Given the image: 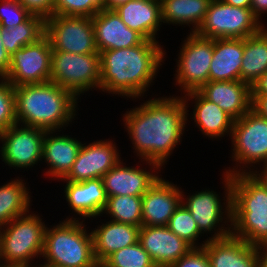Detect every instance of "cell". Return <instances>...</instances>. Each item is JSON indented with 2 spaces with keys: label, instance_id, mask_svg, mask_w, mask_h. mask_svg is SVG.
<instances>
[{
  "label": "cell",
  "instance_id": "obj_1",
  "mask_svg": "<svg viewBox=\"0 0 267 267\" xmlns=\"http://www.w3.org/2000/svg\"><path fill=\"white\" fill-rule=\"evenodd\" d=\"M183 97H159L124 114V122L137 156L154 172L167 162L180 143L189 115Z\"/></svg>",
  "mask_w": 267,
  "mask_h": 267
},
{
  "label": "cell",
  "instance_id": "obj_2",
  "mask_svg": "<svg viewBox=\"0 0 267 267\" xmlns=\"http://www.w3.org/2000/svg\"><path fill=\"white\" fill-rule=\"evenodd\" d=\"M100 55V90L127 98L144 96L158 68L162 65L165 51L158 41L145 40L131 48L103 51Z\"/></svg>",
  "mask_w": 267,
  "mask_h": 267
},
{
  "label": "cell",
  "instance_id": "obj_3",
  "mask_svg": "<svg viewBox=\"0 0 267 267\" xmlns=\"http://www.w3.org/2000/svg\"><path fill=\"white\" fill-rule=\"evenodd\" d=\"M17 124L46 131H61L77 115L72 92L49 81L14 87Z\"/></svg>",
  "mask_w": 267,
  "mask_h": 267
},
{
  "label": "cell",
  "instance_id": "obj_4",
  "mask_svg": "<svg viewBox=\"0 0 267 267\" xmlns=\"http://www.w3.org/2000/svg\"><path fill=\"white\" fill-rule=\"evenodd\" d=\"M231 234L261 246L267 244V190L251 173L232 176Z\"/></svg>",
  "mask_w": 267,
  "mask_h": 267
},
{
  "label": "cell",
  "instance_id": "obj_5",
  "mask_svg": "<svg viewBox=\"0 0 267 267\" xmlns=\"http://www.w3.org/2000/svg\"><path fill=\"white\" fill-rule=\"evenodd\" d=\"M66 218L63 222L46 227L42 257L45 264L60 267H100L93 248L91 232L84 221Z\"/></svg>",
  "mask_w": 267,
  "mask_h": 267
},
{
  "label": "cell",
  "instance_id": "obj_6",
  "mask_svg": "<svg viewBox=\"0 0 267 267\" xmlns=\"http://www.w3.org/2000/svg\"><path fill=\"white\" fill-rule=\"evenodd\" d=\"M45 231L46 225L40 216L29 212L1 227V265L4 262L3 265L31 267L33 258L42 256Z\"/></svg>",
  "mask_w": 267,
  "mask_h": 267
},
{
  "label": "cell",
  "instance_id": "obj_7",
  "mask_svg": "<svg viewBox=\"0 0 267 267\" xmlns=\"http://www.w3.org/2000/svg\"><path fill=\"white\" fill-rule=\"evenodd\" d=\"M100 79L99 53L52 51L50 81L69 90L77 98L90 89H100Z\"/></svg>",
  "mask_w": 267,
  "mask_h": 267
},
{
  "label": "cell",
  "instance_id": "obj_8",
  "mask_svg": "<svg viewBox=\"0 0 267 267\" xmlns=\"http://www.w3.org/2000/svg\"><path fill=\"white\" fill-rule=\"evenodd\" d=\"M261 22L250 8L212 0L205 19L195 33L210 39H244L259 33L265 27Z\"/></svg>",
  "mask_w": 267,
  "mask_h": 267
},
{
  "label": "cell",
  "instance_id": "obj_9",
  "mask_svg": "<svg viewBox=\"0 0 267 267\" xmlns=\"http://www.w3.org/2000/svg\"><path fill=\"white\" fill-rule=\"evenodd\" d=\"M233 147V161L242 165L240 169L226 170L231 176L239 173H248L249 168L259 162L267 165V119L261 117L252 108L240 119L234 120L231 134ZM250 165V167H248ZM248 165V166H246ZM245 166V167H244ZM242 171V172H241Z\"/></svg>",
  "mask_w": 267,
  "mask_h": 267
},
{
  "label": "cell",
  "instance_id": "obj_10",
  "mask_svg": "<svg viewBox=\"0 0 267 267\" xmlns=\"http://www.w3.org/2000/svg\"><path fill=\"white\" fill-rule=\"evenodd\" d=\"M224 176V190L225 197H223L225 203L223 202L225 208L221 205V199L218 194L213 190L210 191H199L197 193H193L192 195H188L187 198L182 194V203L183 205L191 212L193 219L196 221L197 227L201 233L215 231L213 236L208 237L209 239H220L224 238L231 234L232 227V190H231V182L232 176L230 174H223ZM184 198L186 201H184ZM224 208V209H223ZM225 210V211H224ZM224 211V212H223ZM225 213V214H224ZM224 214V215H223ZM226 215V217H225ZM225 221L223 223L229 225L230 227H225L222 223L224 217ZM218 226V229L216 227ZM217 230V231H216ZM217 232V233H216Z\"/></svg>",
  "mask_w": 267,
  "mask_h": 267
},
{
  "label": "cell",
  "instance_id": "obj_11",
  "mask_svg": "<svg viewBox=\"0 0 267 267\" xmlns=\"http://www.w3.org/2000/svg\"><path fill=\"white\" fill-rule=\"evenodd\" d=\"M45 35L52 51L99 53L90 17L52 15L45 19Z\"/></svg>",
  "mask_w": 267,
  "mask_h": 267
},
{
  "label": "cell",
  "instance_id": "obj_12",
  "mask_svg": "<svg viewBox=\"0 0 267 267\" xmlns=\"http://www.w3.org/2000/svg\"><path fill=\"white\" fill-rule=\"evenodd\" d=\"M177 60L176 85L184 94L199 90L209 81L210 64L213 57V39L190 32L183 41Z\"/></svg>",
  "mask_w": 267,
  "mask_h": 267
},
{
  "label": "cell",
  "instance_id": "obj_13",
  "mask_svg": "<svg viewBox=\"0 0 267 267\" xmlns=\"http://www.w3.org/2000/svg\"><path fill=\"white\" fill-rule=\"evenodd\" d=\"M52 46L44 35L10 56V68L3 77L14 87L50 81Z\"/></svg>",
  "mask_w": 267,
  "mask_h": 267
},
{
  "label": "cell",
  "instance_id": "obj_14",
  "mask_svg": "<svg viewBox=\"0 0 267 267\" xmlns=\"http://www.w3.org/2000/svg\"><path fill=\"white\" fill-rule=\"evenodd\" d=\"M46 130L14 124L0 133L1 159L6 165L30 168L42 161L43 140Z\"/></svg>",
  "mask_w": 267,
  "mask_h": 267
},
{
  "label": "cell",
  "instance_id": "obj_15",
  "mask_svg": "<svg viewBox=\"0 0 267 267\" xmlns=\"http://www.w3.org/2000/svg\"><path fill=\"white\" fill-rule=\"evenodd\" d=\"M120 158L112 141L97 140L88 145L84 143L71 170L61 181L82 182L102 178L120 161Z\"/></svg>",
  "mask_w": 267,
  "mask_h": 267
},
{
  "label": "cell",
  "instance_id": "obj_16",
  "mask_svg": "<svg viewBox=\"0 0 267 267\" xmlns=\"http://www.w3.org/2000/svg\"><path fill=\"white\" fill-rule=\"evenodd\" d=\"M138 242L158 267H170L193 248L167 226H141Z\"/></svg>",
  "mask_w": 267,
  "mask_h": 267
},
{
  "label": "cell",
  "instance_id": "obj_17",
  "mask_svg": "<svg viewBox=\"0 0 267 267\" xmlns=\"http://www.w3.org/2000/svg\"><path fill=\"white\" fill-rule=\"evenodd\" d=\"M182 193L177 185L160 177L142 195V226H167L181 204Z\"/></svg>",
  "mask_w": 267,
  "mask_h": 267
},
{
  "label": "cell",
  "instance_id": "obj_18",
  "mask_svg": "<svg viewBox=\"0 0 267 267\" xmlns=\"http://www.w3.org/2000/svg\"><path fill=\"white\" fill-rule=\"evenodd\" d=\"M98 52L131 48L146 39L137 31L126 26L115 10L102 9L92 17Z\"/></svg>",
  "mask_w": 267,
  "mask_h": 267
},
{
  "label": "cell",
  "instance_id": "obj_19",
  "mask_svg": "<svg viewBox=\"0 0 267 267\" xmlns=\"http://www.w3.org/2000/svg\"><path fill=\"white\" fill-rule=\"evenodd\" d=\"M203 242L201 248L206 251L211 267H259L257 246L232 234Z\"/></svg>",
  "mask_w": 267,
  "mask_h": 267
},
{
  "label": "cell",
  "instance_id": "obj_20",
  "mask_svg": "<svg viewBox=\"0 0 267 267\" xmlns=\"http://www.w3.org/2000/svg\"><path fill=\"white\" fill-rule=\"evenodd\" d=\"M198 91L234 120L240 119L252 108L251 86L241 80L208 81Z\"/></svg>",
  "mask_w": 267,
  "mask_h": 267
},
{
  "label": "cell",
  "instance_id": "obj_21",
  "mask_svg": "<svg viewBox=\"0 0 267 267\" xmlns=\"http://www.w3.org/2000/svg\"><path fill=\"white\" fill-rule=\"evenodd\" d=\"M121 160L102 176L107 197L142 196L160 178L147 169L126 167Z\"/></svg>",
  "mask_w": 267,
  "mask_h": 267
},
{
  "label": "cell",
  "instance_id": "obj_22",
  "mask_svg": "<svg viewBox=\"0 0 267 267\" xmlns=\"http://www.w3.org/2000/svg\"><path fill=\"white\" fill-rule=\"evenodd\" d=\"M64 193L68 205L85 220L101 216L107 204L102 178L82 182L66 181ZM85 217V218H84Z\"/></svg>",
  "mask_w": 267,
  "mask_h": 267
},
{
  "label": "cell",
  "instance_id": "obj_23",
  "mask_svg": "<svg viewBox=\"0 0 267 267\" xmlns=\"http://www.w3.org/2000/svg\"><path fill=\"white\" fill-rule=\"evenodd\" d=\"M122 22L146 40H156L162 24L160 0H130L114 9Z\"/></svg>",
  "mask_w": 267,
  "mask_h": 267
},
{
  "label": "cell",
  "instance_id": "obj_24",
  "mask_svg": "<svg viewBox=\"0 0 267 267\" xmlns=\"http://www.w3.org/2000/svg\"><path fill=\"white\" fill-rule=\"evenodd\" d=\"M139 226L110 220L91 231L95 258L101 265L114 252L139 240Z\"/></svg>",
  "mask_w": 267,
  "mask_h": 267
},
{
  "label": "cell",
  "instance_id": "obj_25",
  "mask_svg": "<svg viewBox=\"0 0 267 267\" xmlns=\"http://www.w3.org/2000/svg\"><path fill=\"white\" fill-rule=\"evenodd\" d=\"M57 131H46L43 140L42 159L50 166L46 172L52 179H63L71 170L82 143L69 135H50Z\"/></svg>",
  "mask_w": 267,
  "mask_h": 267
},
{
  "label": "cell",
  "instance_id": "obj_26",
  "mask_svg": "<svg viewBox=\"0 0 267 267\" xmlns=\"http://www.w3.org/2000/svg\"><path fill=\"white\" fill-rule=\"evenodd\" d=\"M244 39H213V57L209 70V81L240 80L243 61Z\"/></svg>",
  "mask_w": 267,
  "mask_h": 267
},
{
  "label": "cell",
  "instance_id": "obj_27",
  "mask_svg": "<svg viewBox=\"0 0 267 267\" xmlns=\"http://www.w3.org/2000/svg\"><path fill=\"white\" fill-rule=\"evenodd\" d=\"M190 98L195 99L192 119L202 134L215 139L224 137L225 133L229 136L232 134L234 119L229 114L212 101L207 100L198 90L187 92L183 96L185 103H188Z\"/></svg>",
  "mask_w": 267,
  "mask_h": 267
},
{
  "label": "cell",
  "instance_id": "obj_28",
  "mask_svg": "<svg viewBox=\"0 0 267 267\" xmlns=\"http://www.w3.org/2000/svg\"><path fill=\"white\" fill-rule=\"evenodd\" d=\"M212 0H160L163 23L192 25L195 33L205 19Z\"/></svg>",
  "mask_w": 267,
  "mask_h": 267
},
{
  "label": "cell",
  "instance_id": "obj_29",
  "mask_svg": "<svg viewBox=\"0 0 267 267\" xmlns=\"http://www.w3.org/2000/svg\"><path fill=\"white\" fill-rule=\"evenodd\" d=\"M240 80L252 85L267 71V28L244 38Z\"/></svg>",
  "mask_w": 267,
  "mask_h": 267
},
{
  "label": "cell",
  "instance_id": "obj_30",
  "mask_svg": "<svg viewBox=\"0 0 267 267\" xmlns=\"http://www.w3.org/2000/svg\"><path fill=\"white\" fill-rule=\"evenodd\" d=\"M25 186L22 179L0 186V228L29 212L31 199Z\"/></svg>",
  "mask_w": 267,
  "mask_h": 267
},
{
  "label": "cell",
  "instance_id": "obj_31",
  "mask_svg": "<svg viewBox=\"0 0 267 267\" xmlns=\"http://www.w3.org/2000/svg\"><path fill=\"white\" fill-rule=\"evenodd\" d=\"M45 35V19L42 16L32 14L25 22L12 27L2 28V43L6 51L12 55L22 47L37 42Z\"/></svg>",
  "mask_w": 267,
  "mask_h": 267
},
{
  "label": "cell",
  "instance_id": "obj_32",
  "mask_svg": "<svg viewBox=\"0 0 267 267\" xmlns=\"http://www.w3.org/2000/svg\"><path fill=\"white\" fill-rule=\"evenodd\" d=\"M103 213L109 214L113 221L141 227L142 196L118 195L108 197Z\"/></svg>",
  "mask_w": 267,
  "mask_h": 267
},
{
  "label": "cell",
  "instance_id": "obj_33",
  "mask_svg": "<svg viewBox=\"0 0 267 267\" xmlns=\"http://www.w3.org/2000/svg\"><path fill=\"white\" fill-rule=\"evenodd\" d=\"M100 267H158L139 242L111 254Z\"/></svg>",
  "mask_w": 267,
  "mask_h": 267
},
{
  "label": "cell",
  "instance_id": "obj_34",
  "mask_svg": "<svg viewBox=\"0 0 267 267\" xmlns=\"http://www.w3.org/2000/svg\"><path fill=\"white\" fill-rule=\"evenodd\" d=\"M167 227L178 237L189 243L193 248H201V245L197 246L198 244L195 241L198 240L197 238L202 233L199 231L191 212L182 202L170 217Z\"/></svg>",
  "mask_w": 267,
  "mask_h": 267
},
{
  "label": "cell",
  "instance_id": "obj_35",
  "mask_svg": "<svg viewBox=\"0 0 267 267\" xmlns=\"http://www.w3.org/2000/svg\"><path fill=\"white\" fill-rule=\"evenodd\" d=\"M101 10V0H54L53 14L92 18Z\"/></svg>",
  "mask_w": 267,
  "mask_h": 267
},
{
  "label": "cell",
  "instance_id": "obj_36",
  "mask_svg": "<svg viewBox=\"0 0 267 267\" xmlns=\"http://www.w3.org/2000/svg\"><path fill=\"white\" fill-rule=\"evenodd\" d=\"M0 133L17 124L14 86L0 78Z\"/></svg>",
  "mask_w": 267,
  "mask_h": 267
},
{
  "label": "cell",
  "instance_id": "obj_37",
  "mask_svg": "<svg viewBox=\"0 0 267 267\" xmlns=\"http://www.w3.org/2000/svg\"><path fill=\"white\" fill-rule=\"evenodd\" d=\"M0 1V27L2 28L15 27L32 15L18 0Z\"/></svg>",
  "mask_w": 267,
  "mask_h": 267
},
{
  "label": "cell",
  "instance_id": "obj_38",
  "mask_svg": "<svg viewBox=\"0 0 267 267\" xmlns=\"http://www.w3.org/2000/svg\"><path fill=\"white\" fill-rule=\"evenodd\" d=\"M170 267H211V265L203 248H192Z\"/></svg>",
  "mask_w": 267,
  "mask_h": 267
},
{
  "label": "cell",
  "instance_id": "obj_39",
  "mask_svg": "<svg viewBox=\"0 0 267 267\" xmlns=\"http://www.w3.org/2000/svg\"><path fill=\"white\" fill-rule=\"evenodd\" d=\"M31 14L44 19L53 15L54 0H18Z\"/></svg>",
  "mask_w": 267,
  "mask_h": 267
},
{
  "label": "cell",
  "instance_id": "obj_40",
  "mask_svg": "<svg viewBox=\"0 0 267 267\" xmlns=\"http://www.w3.org/2000/svg\"><path fill=\"white\" fill-rule=\"evenodd\" d=\"M252 109L267 119V94H252Z\"/></svg>",
  "mask_w": 267,
  "mask_h": 267
},
{
  "label": "cell",
  "instance_id": "obj_41",
  "mask_svg": "<svg viewBox=\"0 0 267 267\" xmlns=\"http://www.w3.org/2000/svg\"><path fill=\"white\" fill-rule=\"evenodd\" d=\"M1 35V27H0ZM10 54L6 51L0 38V78H3L10 68Z\"/></svg>",
  "mask_w": 267,
  "mask_h": 267
},
{
  "label": "cell",
  "instance_id": "obj_42",
  "mask_svg": "<svg viewBox=\"0 0 267 267\" xmlns=\"http://www.w3.org/2000/svg\"><path fill=\"white\" fill-rule=\"evenodd\" d=\"M250 9L258 19H262V13H267V0H251Z\"/></svg>",
  "mask_w": 267,
  "mask_h": 267
},
{
  "label": "cell",
  "instance_id": "obj_43",
  "mask_svg": "<svg viewBox=\"0 0 267 267\" xmlns=\"http://www.w3.org/2000/svg\"><path fill=\"white\" fill-rule=\"evenodd\" d=\"M252 94H267V71L252 85Z\"/></svg>",
  "mask_w": 267,
  "mask_h": 267
},
{
  "label": "cell",
  "instance_id": "obj_44",
  "mask_svg": "<svg viewBox=\"0 0 267 267\" xmlns=\"http://www.w3.org/2000/svg\"><path fill=\"white\" fill-rule=\"evenodd\" d=\"M257 258L259 267H267V244L257 246Z\"/></svg>",
  "mask_w": 267,
  "mask_h": 267
},
{
  "label": "cell",
  "instance_id": "obj_45",
  "mask_svg": "<svg viewBox=\"0 0 267 267\" xmlns=\"http://www.w3.org/2000/svg\"><path fill=\"white\" fill-rule=\"evenodd\" d=\"M248 173H251L267 190V165L263 166L262 172L259 173V171H251V169L248 171Z\"/></svg>",
  "mask_w": 267,
  "mask_h": 267
},
{
  "label": "cell",
  "instance_id": "obj_46",
  "mask_svg": "<svg viewBox=\"0 0 267 267\" xmlns=\"http://www.w3.org/2000/svg\"><path fill=\"white\" fill-rule=\"evenodd\" d=\"M130 0H101L102 3V9L105 10H114L119 5L124 4Z\"/></svg>",
  "mask_w": 267,
  "mask_h": 267
},
{
  "label": "cell",
  "instance_id": "obj_47",
  "mask_svg": "<svg viewBox=\"0 0 267 267\" xmlns=\"http://www.w3.org/2000/svg\"><path fill=\"white\" fill-rule=\"evenodd\" d=\"M225 3L231 5V6H236V7H241V8H250L251 7V0H222Z\"/></svg>",
  "mask_w": 267,
  "mask_h": 267
},
{
  "label": "cell",
  "instance_id": "obj_48",
  "mask_svg": "<svg viewBox=\"0 0 267 267\" xmlns=\"http://www.w3.org/2000/svg\"><path fill=\"white\" fill-rule=\"evenodd\" d=\"M35 267H37V266H35ZM38 267H60V266H55V265H50V264H45L44 263V265H39Z\"/></svg>",
  "mask_w": 267,
  "mask_h": 267
},
{
  "label": "cell",
  "instance_id": "obj_49",
  "mask_svg": "<svg viewBox=\"0 0 267 267\" xmlns=\"http://www.w3.org/2000/svg\"><path fill=\"white\" fill-rule=\"evenodd\" d=\"M0 267H22V266H12V265H3V264L1 265L0 264Z\"/></svg>",
  "mask_w": 267,
  "mask_h": 267
}]
</instances>
